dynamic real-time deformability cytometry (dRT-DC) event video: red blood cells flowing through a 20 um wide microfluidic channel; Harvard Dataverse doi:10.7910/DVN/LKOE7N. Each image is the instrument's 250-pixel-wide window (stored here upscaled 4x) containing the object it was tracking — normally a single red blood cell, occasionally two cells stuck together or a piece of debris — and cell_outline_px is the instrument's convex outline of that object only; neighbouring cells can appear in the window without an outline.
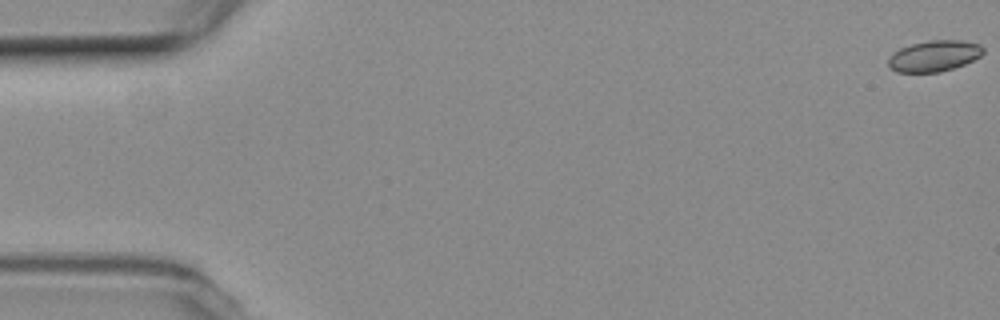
{"species": "common noctule bat (a hibernating species)", "species_latin": "Nyctalus noctula", "temperature_condition": "room temperature", "stored_images_in_passage": 56, "camera_frame_rate_fps": 3000, "um_per_image_px": 0.085, "animal": {"sex": "female", "body_mass_g": 19.3, "forearm_length_mm": 54.1}, "frame": {"image": 1, "passage_image": 1, "time_ms": 0.0, "image_size_px": [1000, 320], "cell_outline_px": [[984, 52], [980, 56], [964, 64], [940, 72], [896, 72], [888, 64], [888, 56], [892, 52], [900, 48], [912, 44], [928, 40], [960, 40], [980, 44], [984, 48]], "centroid_in_image_um": [79.39, 4.75], "position_along_channel_um": 5.6, "area_um2": 17.17}}
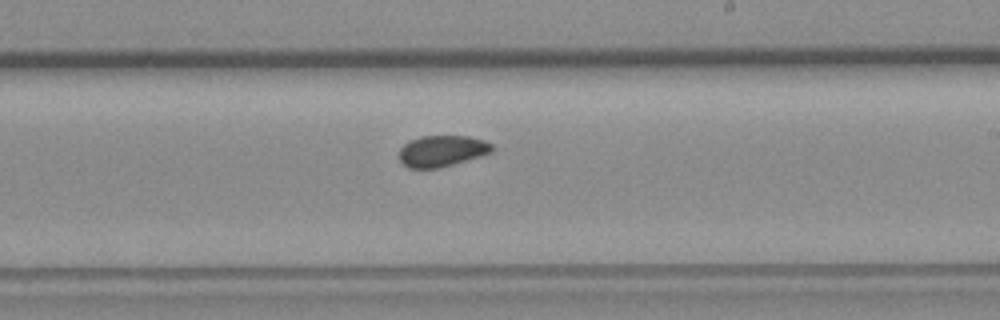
{"frame": {"image": 2, "passage_image": 33, "time_ms": 10.667, "image_size_px": [1000, 320], "cell_outline_px": [[496, 148], [492, 152], [480, 156], [452, 164], [436, 168], [408, 168], [400, 160], [400, 148], [408, 140], [420, 136], [468, 136], [484, 140], [492, 144]], "centroid_in_image_um": [37.58, 12.81], "position_along_channel_um": 251.4, "area_um2": 16.88}}
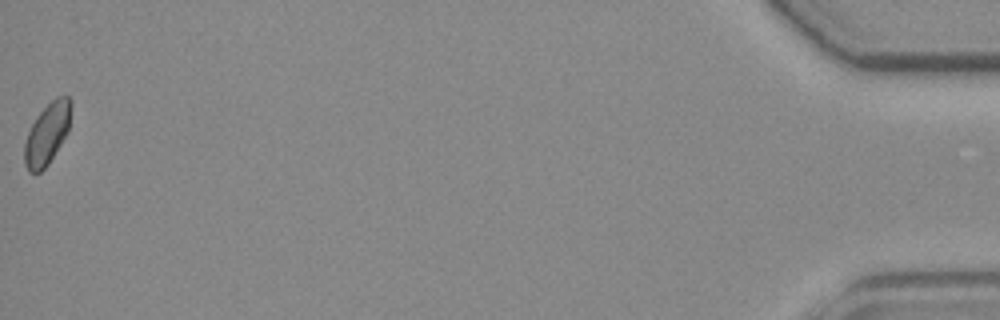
{"frame": {"image": 3, "passage_image": 56, "time_ms": 18.333, "image_size_px": [1000, 320], "cell_outline_px": [[72, 104], [68, 132], [48, 164], [40, 172], [28, 172], [24, 164], [24, 144], [28, 132], [36, 116], [56, 96], [68, 96], [72, 100]], "centroid_in_image_um": [4.01, 11.36], "position_along_channel_um": 431.2, "area_um2": 16.65}, "authors_computed_cell_mechanics": {"area_um2": 17.2244, "velocity_mm_per_s": 3.7367, "shape_relaxation_time_tau1_ms": 6.0859, "shape_relaxation_time_tau2_ms": null, "deformation_change_tau1": 0.065, "deformation_change_tau2": null}}